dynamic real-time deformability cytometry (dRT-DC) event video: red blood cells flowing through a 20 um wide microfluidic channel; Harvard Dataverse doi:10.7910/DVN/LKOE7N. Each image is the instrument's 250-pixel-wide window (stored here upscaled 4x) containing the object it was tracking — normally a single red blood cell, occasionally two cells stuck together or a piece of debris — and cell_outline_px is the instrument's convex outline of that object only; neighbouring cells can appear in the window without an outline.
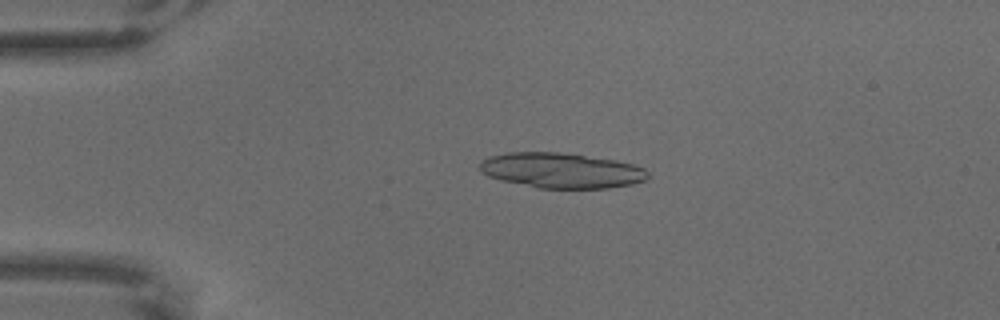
{"species": "common noctule bat (a hibernating species)", "species_latin": "Nyctalus noctula", "temperature_condition": "warm", "stored_images_in_passage": 48, "camera_frame_rate_fps": 3000, "um_per_image_px": 0.085, "animal": {"sex": "male", "body_mass_g": 18.8}, "frame": {"image": 1, "passage_image": 14, "time_ms": 4.333, "image_size_px": [1000, 320], "cell_outline_px": [[648, 176], [644, 180], [632, 184], [608, 188], [540, 188], [500, 180], [488, 176], [480, 172], [480, 160], [488, 156], [508, 152], [560, 152], [612, 160], [632, 164], [644, 168], [648, 172]], "centroid_in_image_um": [47.66, 14.49], "position_along_channel_um": 37.3, "area_um2": 34.39}}